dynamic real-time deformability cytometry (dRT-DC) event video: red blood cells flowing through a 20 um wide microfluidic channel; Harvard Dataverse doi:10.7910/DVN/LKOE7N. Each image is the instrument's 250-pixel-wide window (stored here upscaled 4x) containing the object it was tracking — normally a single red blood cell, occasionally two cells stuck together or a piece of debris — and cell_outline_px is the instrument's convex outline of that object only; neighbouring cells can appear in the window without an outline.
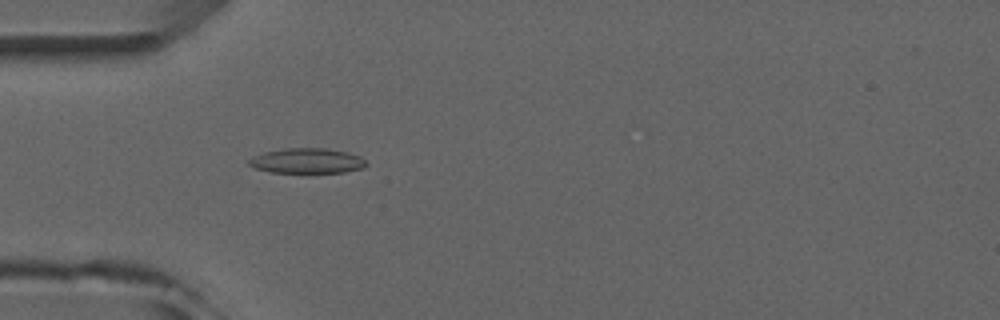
{"species": "common noctule bat (a hibernating species)", "species_latin": "Nyctalus noctula", "temperature_condition": "room temperature", "stored_images_in_passage": 2, "camera_frame_rate_fps": 3000, "um_per_image_px": 0.085, "animal": {"sex": "male", "forearm_length_mm": 52.5}, "frame": {"image": 1, "passage_image": 2, "time_ms": 1.333, "image_size_px": [1000, 320], "cell_outline_px": [[368, 164], [364, 168], [344, 172], [272, 172], [256, 168], [248, 164], [248, 160], [252, 156], [264, 152], [284, 148], [324, 148], [348, 152], [360, 156]], "centroid_in_image_um": [26.11, 13.66], "position_along_channel_um": 58.9, "area_um2": 17.11}}